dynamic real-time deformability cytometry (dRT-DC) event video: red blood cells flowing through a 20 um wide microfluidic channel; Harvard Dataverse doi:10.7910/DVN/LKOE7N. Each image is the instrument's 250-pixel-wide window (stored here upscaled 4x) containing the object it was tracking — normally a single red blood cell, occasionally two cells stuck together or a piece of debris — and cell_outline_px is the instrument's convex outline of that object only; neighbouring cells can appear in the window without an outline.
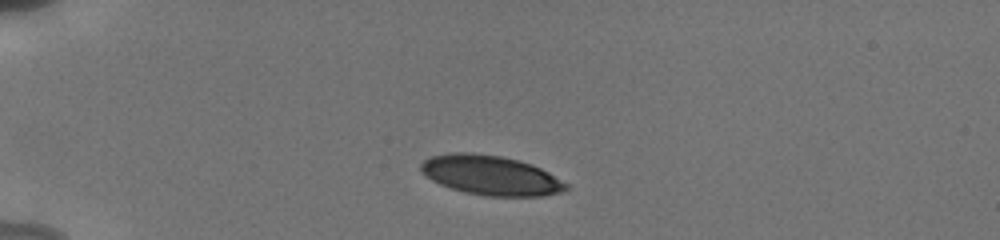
{"species": "human", "species_latin": "Homo sapiens", "temperature_condition": "cold", "stored_images_in_passage": 11, "camera_frame_rate_fps": 3000, "um_per_image_px": 0.085, "donor": {"sex": "male"}, "frame": {"image": 1, "passage_image": 1, "time_ms": 0.0, "image_size_px": [1000, 240], "cell_outline_px": [[568, 188], [560, 192], [544, 196], [488, 196], [464, 192], [440, 184], [432, 180], [420, 168], [420, 164], [424, 160], [432, 156], [452, 152], [472, 152], [500, 156], [532, 164], [548, 172], [568, 184]], "centroid_in_image_um": [41.72, 14.9], "position_along_channel_um": 43.3, "area_um2": 33.23}}
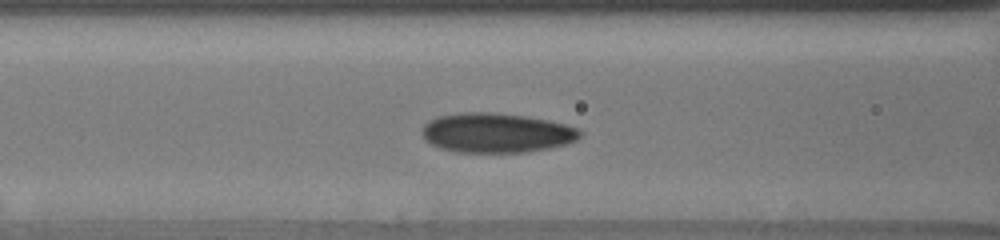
{"frame": {"image": 2, "passage_image": 7, "time_ms": 3.333, "image_size_px": [1000, 240], "cell_outline_px": [[584, 132], [576, 140], [568, 144], [528, 152], [456, 152], [440, 148], [424, 140], [420, 132], [424, 124], [428, 120], [436, 116], [460, 112], [492, 112], [524, 116], [548, 120], [564, 124], [576, 128]], "centroid_in_image_um": [42.15, 11.29], "position_along_channel_um": 124.4, "area_um2": 36.76}}
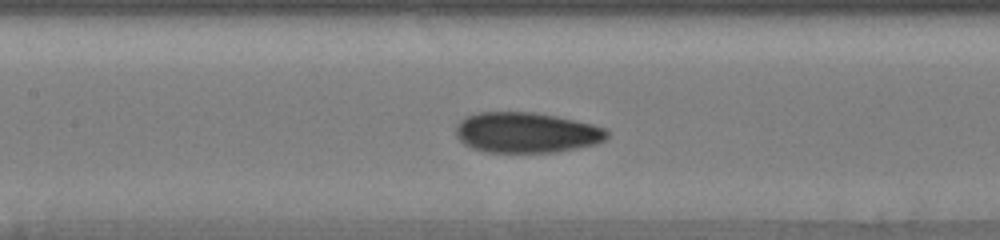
{"frame": {"image": 3, "passage_image": 10, "time_ms": 4.333, "image_size_px": [1000, 240], "cell_outline_px": [[608, 136], [604, 140], [596, 144], [556, 152], [484, 152], [472, 148], [464, 144], [456, 136], [456, 128], [460, 120], [468, 116], [480, 112], [536, 112], [556, 116], [592, 124], [604, 128], [608, 132]], "centroid_in_image_um": [44.73, 11.27], "position_along_channel_um": 162.7, "area_um2": 35.6}}